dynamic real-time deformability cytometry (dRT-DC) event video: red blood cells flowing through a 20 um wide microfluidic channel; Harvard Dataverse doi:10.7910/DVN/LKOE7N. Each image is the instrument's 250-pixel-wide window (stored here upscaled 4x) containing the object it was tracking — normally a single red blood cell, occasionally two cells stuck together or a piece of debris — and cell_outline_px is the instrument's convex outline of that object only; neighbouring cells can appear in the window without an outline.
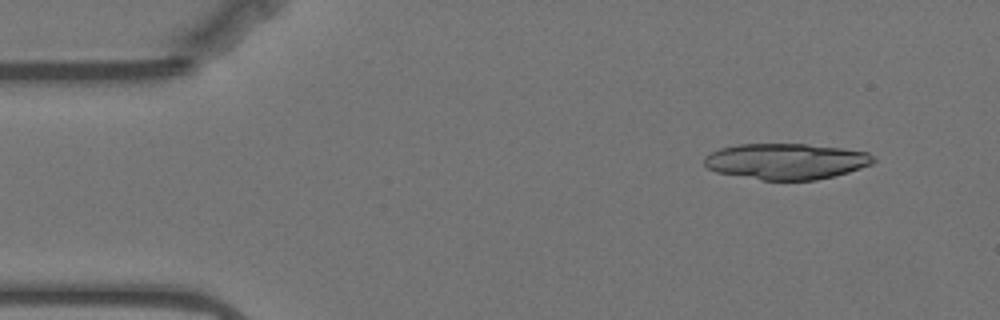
{"species": "Egyptian fruit bat (a non-hibernating species)", "species_latin": "Rousettus aegyptiacus", "temperature_condition": "warm", "stored_images_in_passage": 5, "camera_frame_rate_fps": 3000, "um_per_image_px": 0.085, "animal": {"sex": "female"}, "frame": {"image": 1, "passage_image": 2, "time_ms": 0.333, "image_size_px": [1000, 320], "cell_outline_px": [[876, 160], [872, 164], [848, 172], [816, 180], [760, 180], [716, 172], [708, 168], [704, 164], [704, 156], [720, 148], [736, 144], [808, 144], [840, 148], [868, 152]], "centroid_in_image_um": [66.8, 13.71], "position_along_channel_um": 18.2, "area_um2": 35.43}}